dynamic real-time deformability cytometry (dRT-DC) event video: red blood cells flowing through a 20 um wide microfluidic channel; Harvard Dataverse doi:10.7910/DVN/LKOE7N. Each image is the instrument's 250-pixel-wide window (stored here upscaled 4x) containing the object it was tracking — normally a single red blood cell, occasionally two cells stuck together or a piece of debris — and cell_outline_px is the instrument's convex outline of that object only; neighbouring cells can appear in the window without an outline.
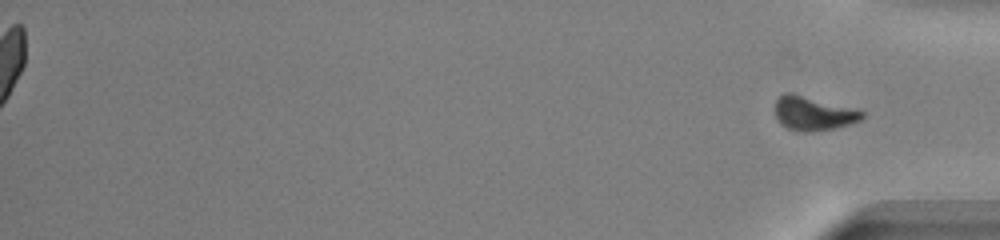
{"species": "common noctule bat (a hibernating species)", "species_latin": "Nyctalus noctula", "temperature_condition": "warm", "stored_images_in_passage": 50, "segment_of_instrument_passage": [2, 2], "camera_frame_rate_fps": 3000, "um_per_image_px": 0.085, "animal": {"sex": "male", "body_mass_g": 13.0, "forearm_length_mm": 53.1}, "frame": {"image": 1, "passage_image": 50, "time_ms": 16.333, "image_size_px": [1000, 240], "cell_outline_px": [[864, 116], [860, 120], [848, 124], [832, 128], [808, 132], [804, 132], [788, 128], [780, 124], [776, 116], [776, 100], [784, 92], [792, 92], [864, 112]], "centroid_in_image_um": [69.07, 9.63], "position_along_channel_um": 366.1, "area_um2": 16.76}}